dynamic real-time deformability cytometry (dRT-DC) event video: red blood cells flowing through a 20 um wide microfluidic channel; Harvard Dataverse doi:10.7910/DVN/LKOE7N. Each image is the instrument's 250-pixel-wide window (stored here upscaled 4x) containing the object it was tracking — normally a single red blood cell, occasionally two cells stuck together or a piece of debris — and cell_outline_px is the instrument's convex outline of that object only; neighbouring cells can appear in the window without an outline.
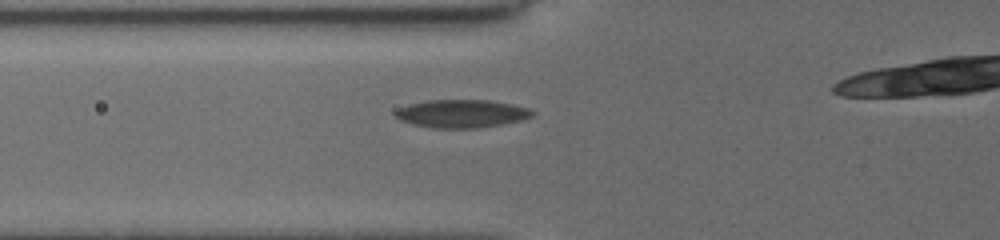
{"species": "common noctule bat (a hibernating species)", "species_latin": "Nyctalus noctula", "temperature_condition": "cold", "stored_images_in_passage": 2, "camera_frame_rate_fps": 3000, "um_per_image_px": 0.085, "animal": {"sex": "female", "body_mass_g": 19.5, "forearm_length_mm": 54.1}, "frame": {"image": 1, "passage_image": 2, "time_ms": 0.667, "image_size_px": [1000, 240], "cell_outline_px": [[536, 112], [532, 116], [520, 120], [500, 124], [476, 128], [432, 128], [400, 120], [392, 112], [396, 108], [428, 100], [488, 100], [512, 104], [528, 108]], "centroid_in_image_um": [39.23, 9.65], "position_along_channel_um": 86.6, "area_um2": 22.2}}